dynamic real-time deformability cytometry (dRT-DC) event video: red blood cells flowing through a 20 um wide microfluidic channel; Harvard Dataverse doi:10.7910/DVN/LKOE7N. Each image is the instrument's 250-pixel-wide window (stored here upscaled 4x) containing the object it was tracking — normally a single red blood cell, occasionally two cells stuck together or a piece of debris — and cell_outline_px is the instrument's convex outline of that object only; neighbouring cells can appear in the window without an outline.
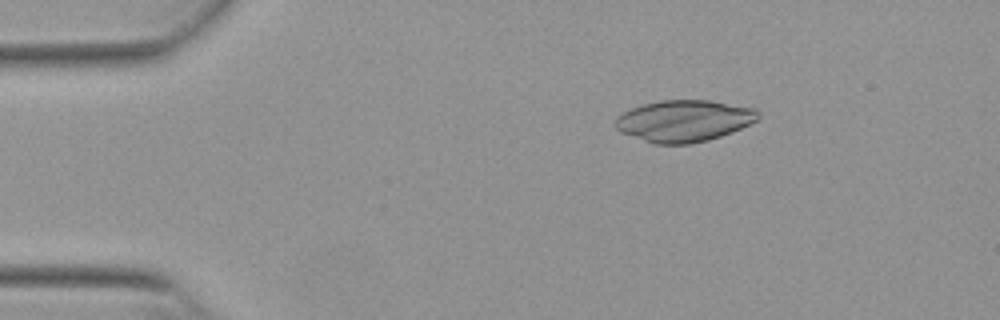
{"species": "Egyptian fruit bat (a non-hibernating species)", "species_latin": "Rousettus aegyptiacus", "temperature_condition": "warm", "stored_images_in_passage": 53, "camera_frame_rate_fps": 3000, "um_per_image_px": 0.085, "animal": {"sex": "female"}, "frame": {"image": 1, "passage_image": 9, "time_ms": 2.667, "image_size_px": [1000, 320], "cell_outline_px": [[760, 116], [756, 120], [732, 132], [708, 140], [692, 144], [652, 144], [620, 132], [616, 128], [616, 116], [632, 108], [644, 104], [660, 100], [708, 100], [756, 108], [760, 112]], "centroid_in_image_um": [58.13, 10.28], "position_along_channel_um": 26.9, "area_um2": 34.68}}